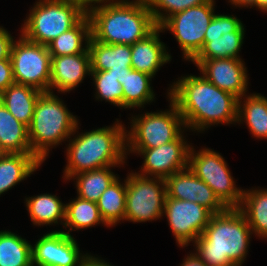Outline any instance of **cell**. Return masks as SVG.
Here are the masks:
<instances>
[{
	"mask_svg": "<svg viewBox=\"0 0 267 266\" xmlns=\"http://www.w3.org/2000/svg\"><path fill=\"white\" fill-rule=\"evenodd\" d=\"M126 202V180L120 182L119 177L101 194L97 201L98 209L109 226L113 227L124 221Z\"/></svg>",
	"mask_w": 267,
	"mask_h": 266,
	"instance_id": "obj_32",
	"label": "cell"
},
{
	"mask_svg": "<svg viewBox=\"0 0 267 266\" xmlns=\"http://www.w3.org/2000/svg\"><path fill=\"white\" fill-rule=\"evenodd\" d=\"M79 123L66 144L64 181L72 176L106 166L122 167L127 159L125 124L116 119L112 126L98 127L78 134ZM77 132V134H76Z\"/></svg>",
	"mask_w": 267,
	"mask_h": 266,
	"instance_id": "obj_3",
	"label": "cell"
},
{
	"mask_svg": "<svg viewBox=\"0 0 267 266\" xmlns=\"http://www.w3.org/2000/svg\"><path fill=\"white\" fill-rule=\"evenodd\" d=\"M31 8L20 33L27 40L46 46L87 14L79 5L65 0H37Z\"/></svg>",
	"mask_w": 267,
	"mask_h": 266,
	"instance_id": "obj_6",
	"label": "cell"
},
{
	"mask_svg": "<svg viewBox=\"0 0 267 266\" xmlns=\"http://www.w3.org/2000/svg\"><path fill=\"white\" fill-rule=\"evenodd\" d=\"M24 201L30 220L35 226H50L58 223L64 226L66 204L62 203L56 195L44 193L26 197Z\"/></svg>",
	"mask_w": 267,
	"mask_h": 266,
	"instance_id": "obj_24",
	"label": "cell"
},
{
	"mask_svg": "<svg viewBox=\"0 0 267 266\" xmlns=\"http://www.w3.org/2000/svg\"><path fill=\"white\" fill-rule=\"evenodd\" d=\"M164 31L157 26L144 39L131 45V67L155 77L158 70L172 60L168 47L160 40ZM167 48V49H166Z\"/></svg>",
	"mask_w": 267,
	"mask_h": 266,
	"instance_id": "obj_20",
	"label": "cell"
},
{
	"mask_svg": "<svg viewBox=\"0 0 267 266\" xmlns=\"http://www.w3.org/2000/svg\"><path fill=\"white\" fill-rule=\"evenodd\" d=\"M42 93L32 86L13 83L0 94V101L18 121L29 126L36 101Z\"/></svg>",
	"mask_w": 267,
	"mask_h": 266,
	"instance_id": "obj_22",
	"label": "cell"
},
{
	"mask_svg": "<svg viewBox=\"0 0 267 266\" xmlns=\"http://www.w3.org/2000/svg\"><path fill=\"white\" fill-rule=\"evenodd\" d=\"M200 74L221 90L242 98L248 91L249 77L242 59L191 60Z\"/></svg>",
	"mask_w": 267,
	"mask_h": 266,
	"instance_id": "obj_16",
	"label": "cell"
},
{
	"mask_svg": "<svg viewBox=\"0 0 267 266\" xmlns=\"http://www.w3.org/2000/svg\"><path fill=\"white\" fill-rule=\"evenodd\" d=\"M125 179L124 220L141 223L161 219L167 196L165 179L141 176L133 170Z\"/></svg>",
	"mask_w": 267,
	"mask_h": 266,
	"instance_id": "obj_9",
	"label": "cell"
},
{
	"mask_svg": "<svg viewBox=\"0 0 267 266\" xmlns=\"http://www.w3.org/2000/svg\"><path fill=\"white\" fill-rule=\"evenodd\" d=\"M79 5L86 13L93 7L113 0H65Z\"/></svg>",
	"mask_w": 267,
	"mask_h": 266,
	"instance_id": "obj_37",
	"label": "cell"
},
{
	"mask_svg": "<svg viewBox=\"0 0 267 266\" xmlns=\"http://www.w3.org/2000/svg\"><path fill=\"white\" fill-rule=\"evenodd\" d=\"M90 37L91 23L86 14L73 28L52 40L47 47L51 56L85 53L88 50Z\"/></svg>",
	"mask_w": 267,
	"mask_h": 266,
	"instance_id": "obj_26",
	"label": "cell"
},
{
	"mask_svg": "<svg viewBox=\"0 0 267 266\" xmlns=\"http://www.w3.org/2000/svg\"><path fill=\"white\" fill-rule=\"evenodd\" d=\"M167 93L178 107L187 130L202 133L211 126L237 123L239 98L202 75L178 77Z\"/></svg>",
	"mask_w": 267,
	"mask_h": 266,
	"instance_id": "obj_1",
	"label": "cell"
},
{
	"mask_svg": "<svg viewBox=\"0 0 267 266\" xmlns=\"http://www.w3.org/2000/svg\"><path fill=\"white\" fill-rule=\"evenodd\" d=\"M10 60L15 83L49 92L51 55L46 45L31 42L20 34L12 44Z\"/></svg>",
	"mask_w": 267,
	"mask_h": 266,
	"instance_id": "obj_11",
	"label": "cell"
},
{
	"mask_svg": "<svg viewBox=\"0 0 267 266\" xmlns=\"http://www.w3.org/2000/svg\"><path fill=\"white\" fill-rule=\"evenodd\" d=\"M55 93L43 92L36 101L34 113L28 126L32 153L43 163L50 149L62 145L72 136L78 123Z\"/></svg>",
	"mask_w": 267,
	"mask_h": 266,
	"instance_id": "obj_5",
	"label": "cell"
},
{
	"mask_svg": "<svg viewBox=\"0 0 267 266\" xmlns=\"http://www.w3.org/2000/svg\"><path fill=\"white\" fill-rule=\"evenodd\" d=\"M244 26L234 15L214 14L205 33L204 45L192 60L242 59L239 53L244 41Z\"/></svg>",
	"mask_w": 267,
	"mask_h": 266,
	"instance_id": "obj_12",
	"label": "cell"
},
{
	"mask_svg": "<svg viewBox=\"0 0 267 266\" xmlns=\"http://www.w3.org/2000/svg\"><path fill=\"white\" fill-rule=\"evenodd\" d=\"M103 224L109 227L103 220L98 209L97 202L84 200L79 197L72 199L66 203L65 223L61 230L67 235H71L72 231L88 229ZM65 230V231H64Z\"/></svg>",
	"mask_w": 267,
	"mask_h": 266,
	"instance_id": "obj_29",
	"label": "cell"
},
{
	"mask_svg": "<svg viewBox=\"0 0 267 266\" xmlns=\"http://www.w3.org/2000/svg\"><path fill=\"white\" fill-rule=\"evenodd\" d=\"M0 140L10 154L32 153L28 126L18 121L0 101Z\"/></svg>",
	"mask_w": 267,
	"mask_h": 266,
	"instance_id": "obj_27",
	"label": "cell"
},
{
	"mask_svg": "<svg viewBox=\"0 0 267 266\" xmlns=\"http://www.w3.org/2000/svg\"><path fill=\"white\" fill-rule=\"evenodd\" d=\"M242 98L238 99L237 123L245 122L255 138L267 139V97L251 93Z\"/></svg>",
	"mask_w": 267,
	"mask_h": 266,
	"instance_id": "obj_23",
	"label": "cell"
},
{
	"mask_svg": "<svg viewBox=\"0 0 267 266\" xmlns=\"http://www.w3.org/2000/svg\"><path fill=\"white\" fill-rule=\"evenodd\" d=\"M249 7H256V9L258 8L262 12H267V0H253L252 4Z\"/></svg>",
	"mask_w": 267,
	"mask_h": 266,
	"instance_id": "obj_40",
	"label": "cell"
},
{
	"mask_svg": "<svg viewBox=\"0 0 267 266\" xmlns=\"http://www.w3.org/2000/svg\"><path fill=\"white\" fill-rule=\"evenodd\" d=\"M163 215L166 216L179 247H188L204 232L211 216L198 203L166 197Z\"/></svg>",
	"mask_w": 267,
	"mask_h": 266,
	"instance_id": "obj_14",
	"label": "cell"
},
{
	"mask_svg": "<svg viewBox=\"0 0 267 266\" xmlns=\"http://www.w3.org/2000/svg\"><path fill=\"white\" fill-rule=\"evenodd\" d=\"M151 11L153 20L160 26L169 16L197 6L210 0H145Z\"/></svg>",
	"mask_w": 267,
	"mask_h": 266,
	"instance_id": "obj_34",
	"label": "cell"
},
{
	"mask_svg": "<svg viewBox=\"0 0 267 266\" xmlns=\"http://www.w3.org/2000/svg\"><path fill=\"white\" fill-rule=\"evenodd\" d=\"M215 0L193 6L169 16L159 27L170 31L179 44L183 59L191 61L202 49L214 14Z\"/></svg>",
	"mask_w": 267,
	"mask_h": 266,
	"instance_id": "obj_10",
	"label": "cell"
},
{
	"mask_svg": "<svg viewBox=\"0 0 267 266\" xmlns=\"http://www.w3.org/2000/svg\"><path fill=\"white\" fill-rule=\"evenodd\" d=\"M167 101L169 109L130 117V130H125L126 149L155 148L176 140L187 131L178 107L169 97Z\"/></svg>",
	"mask_w": 267,
	"mask_h": 266,
	"instance_id": "obj_7",
	"label": "cell"
},
{
	"mask_svg": "<svg viewBox=\"0 0 267 266\" xmlns=\"http://www.w3.org/2000/svg\"><path fill=\"white\" fill-rule=\"evenodd\" d=\"M42 164L33 153H8L1 157L0 196L30 177Z\"/></svg>",
	"mask_w": 267,
	"mask_h": 266,
	"instance_id": "obj_21",
	"label": "cell"
},
{
	"mask_svg": "<svg viewBox=\"0 0 267 266\" xmlns=\"http://www.w3.org/2000/svg\"><path fill=\"white\" fill-rule=\"evenodd\" d=\"M253 0H228L229 3H231L234 7L242 8H249V6L252 4Z\"/></svg>",
	"mask_w": 267,
	"mask_h": 266,
	"instance_id": "obj_41",
	"label": "cell"
},
{
	"mask_svg": "<svg viewBox=\"0 0 267 266\" xmlns=\"http://www.w3.org/2000/svg\"><path fill=\"white\" fill-rule=\"evenodd\" d=\"M8 153L6 152V150L4 149L3 145L1 144V140H0V158L7 155Z\"/></svg>",
	"mask_w": 267,
	"mask_h": 266,
	"instance_id": "obj_42",
	"label": "cell"
},
{
	"mask_svg": "<svg viewBox=\"0 0 267 266\" xmlns=\"http://www.w3.org/2000/svg\"><path fill=\"white\" fill-rule=\"evenodd\" d=\"M245 215L252 233L267 239V188L243 189L239 207Z\"/></svg>",
	"mask_w": 267,
	"mask_h": 266,
	"instance_id": "obj_25",
	"label": "cell"
},
{
	"mask_svg": "<svg viewBox=\"0 0 267 266\" xmlns=\"http://www.w3.org/2000/svg\"><path fill=\"white\" fill-rule=\"evenodd\" d=\"M180 266H207L204 264L195 253L187 254Z\"/></svg>",
	"mask_w": 267,
	"mask_h": 266,
	"instance_id": "obj_39",
	"label": "cell"
},
{
	"mask_svg": "<svg viewBox=\"0 0 267 266\" xmlns=\"http://www.w3.org/2000/svg\"><path fill=\"white\" fill-rule=\"evenodd\" d=\"M91 37L105 44L133 45L157 25L145 0H113L91 8Z\"/></svg>",
	"mask_w": 267,
	"mask_h": 266,
	"instance_id": "obj_4",
	"label": "cell"
},
{
	"mask_svg": "<svg viewBox=\"0 0 267 266\" xmlns=\"http://www.w3.org/2000/svg\"><path fill=\"white\" fill-rule=\"evenodd\" d=\"M14 38L9 31L0 26V60L10 59Z\"/></svg>",
	"mask_w": 267,
	"mask_h": 266,
	"instance_id": "obj_36",
	"label": "cell"
},
{
	"mask_svg": "<svg viewBox=\"0 0 267 266\" xmlns=\"http://www.w3.org/2000/svg\"><path fill=\"white\" fill-rule=\"evenodd\" d=\"M185 137L183 132L176 140L155 148L126 149V156L130 153L143 156V167L136 172L138 175L166 179L188 167L191 145Z\"/></svg>",
	"mask_w": 267,
	"mask_h": 266,
	"instance_id": "obj_13",
	"label": "cell"
},
{
	"mask_svg": "<svg viewBox=\"0 0 267 266\" xmlns=\"http://www.w3.org/2000/svg\"><path fill=\"white\" fill-rule=\"evenodd\" d=\"M166 197L198 203L212 214L221 213L227 207L218 199L214 191L189 167L165 179Z\"/></svg>",
	"mask_w": 267,
	"mask_h": 266,
	"instance_id": "obj_17",
	"label": "cell"
},
{
	"mask_svg": "<svg viewBox=\"0 0 267 266\" xmlns=\"http://www.w3.org/2000/svg\"><path fill=\"white\" fill-rule=\"evenodd\" d=\"M91 71H108L121 83L131 67V45L105 44L89 39Z\"/></svg>",
	"mask_w": 267,
	"mask_h": 266,
	"instance_id": "obj_19",
	"label": "cell"
},
{
	"mask_svg": "<svg viewBox=\"0 0 267 266\" xmlns=\"http://www.w3.org/2000/svg\"><path fill=\"white\" fill-rule=\"evenodd\" d=\"M152 78L154 77L134 69L125 75L121 81L123 109H140L146 104L155 102L156 97L151 86Z\"/></svg>",
	"mask_w": 267,
	"mask_h": 266,
	"instance_id": "obj_28",
	"label": "cell"
},
{
	"mask_svg": "<svg viewBox=\"0 0 267 266\" xmlns=\"http://www.w3.org/2000/svg\"><path fill=\"white\" fill-rule=\"evenodd\" d=\"M0 266H33L31 243L10 230H1Z\"/></svg>",
	"mask_w": 267,
	"mask_h": 266,
	"instance_id": "obj_31",
	"label": "cell"
},
{
	"mask_svg": "<svg viewBox=\"0 0 267 266\" xmlns=\"http://www.w3.org/2000/svg\"><path fill=\"white\" fill-rule=\"evenodd\" d=\"M91 75L90 52L64 56H51L50 93H69Z\"/></svg>",
	"mask_w": 267,
	"mask_h": 266,
	"instance_id": "obj_18",
	"label": "cell"
},
{
	"mask_svg": "<svg viewBox=\"0 0 267 266\" xmlns=\"http://www.w3.org/2000/svg\"><path fill=\"white\" fill-rule=\"evenodd\" d=\"M85 255L73 235L61 230L49 231L32 244L33 266H81Z\"/></svg>",
	"mask_w": 267,
	"mask_h": 266,
	"instance_id": "obj_15",
	"label": "cell"
},
{
	"mask_svg": "<svg viewBox=\"0 0 267 266\" xmlns=\"http://www.w3.org/2000/svg\"><path fill=\"white\" fill-rule=\"evenodd\" d=\"M106 166L91 171H85L72 176L70 180L75 182L77 197L97 202L101 194L118 178L119 175ZM76 180V181H75Z\"/></svg>",
	"mask_w": 267,
	"mask_h": 266,
	"instance_id": "obj_30",
	"label": "cell"
},
{
	"mask_svg": "<svg viewBox=\"0 0 267 266\" xmlns=\"http://www.w3.org/2000/svg\"><path fill=\"white\" fill-rule=\"evenodd\" d=\"M81 266H114V265L108 263L104 259H100L99 256L95 257V255L92 256L91 254L86 253V255L82 260Z\"/></svg>",
	"mask_w": 267,
	"mask_h": 266,
	"instance_id": "obj_38",
	"label": "cell"
},
{
	"mask_svg": "<svg viewBox=\"0 0 267 266\" xmlns=\"http://www.w3.org/2000/svg\"><path fill=\"white\" fill-rule=\"evenodd\" d=\"M15 83L10 59L0 60V94Z\"/></svg>",
	"mask_w": 267,
	"mask_h": 266,
	"instance_id": "obj_35",
	"label": "cell"
},
{
	"mask_svg": "<svg viewBox=\"0 0 267 266\" xmlns=\"http://www.w3.org/2000/svg\"><path fill=\"white\" fill-rule=\"evenodd\" d=\"M253 235L239 208L213 214L204 232L195 240L194 253L207 266H242Z\"/></svg>",
	"mask_w": 267,
	"mask_h": 266,
	"instance_id": "obj_2",
	"label": "cell"
},
{
	"mask_svg": "<svg viewBox=\"0 0 267 266\" xmlns=\"http://www.w3.org/2000/svg\"><path fill=\"white\" fill-rule=\"evenodd\" d=\"M91 76L96 89L95 99L123 109V90L118 78L108 71H91Z\"/></svg>",
	"mask_w": 267,
	"mask_h": 266,
	"instance_id": "obj_33",
	"label": "cell"
},
{
	"mask_svg": "<svg viewBox=\"0 0 267 266\" xmlns=\"http://www.w3.org/2000/svg\"><path fill=\"white\" fill-rule=\"evenodd\" d=\"M191 145L188 167L203 180L227 208H239L242 202L243 189L237 187L228 167L221 155L210 148L195 151Z\"/></svg>",
	"mask_w": 267,
	"mask_h": 266,
	"instance_id": "obj_8",
	"label": "cell"
}]
</instances>
